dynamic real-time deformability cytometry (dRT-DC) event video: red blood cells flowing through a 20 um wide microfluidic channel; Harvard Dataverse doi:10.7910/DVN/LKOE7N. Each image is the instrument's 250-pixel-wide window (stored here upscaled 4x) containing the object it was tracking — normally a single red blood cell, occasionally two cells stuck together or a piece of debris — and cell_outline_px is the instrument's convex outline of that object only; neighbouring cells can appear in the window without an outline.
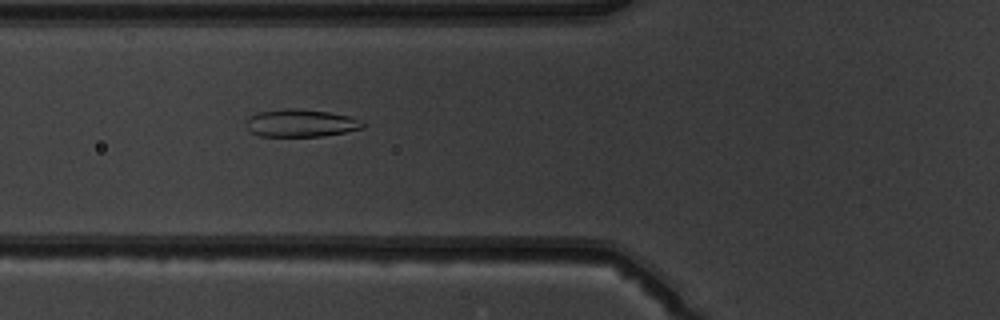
{"species": "common noctule bat (a hibernating species)", "species_latin": "Nyctalus noctula", "temperature_condition": "warm", "stored_images_in_passage": 6, "camera_frame_rate_fps": 3000, "um_per_image_px": 0.085, "animal": {"sex": "male", "body_mass_g": 19.5, "forearm_length_mm": 54.6}, "frame": {"image": 1, "passage_image": 6, "time_ms": 6.667, "image_size_px": [1000, 320], "cell_outline_px": [[364, 128], [324, 136], [260, 136], [252, 132], [244, 124], [244, 120], [248, 116], [256, 112], [284, 108], [300, 108], [328, 112], [348, 116], [364, 120]], "centroid_in_image_um": [25.53, 10.45], "position_along_channel_um": 100.3, "area_um2": 19.07}}